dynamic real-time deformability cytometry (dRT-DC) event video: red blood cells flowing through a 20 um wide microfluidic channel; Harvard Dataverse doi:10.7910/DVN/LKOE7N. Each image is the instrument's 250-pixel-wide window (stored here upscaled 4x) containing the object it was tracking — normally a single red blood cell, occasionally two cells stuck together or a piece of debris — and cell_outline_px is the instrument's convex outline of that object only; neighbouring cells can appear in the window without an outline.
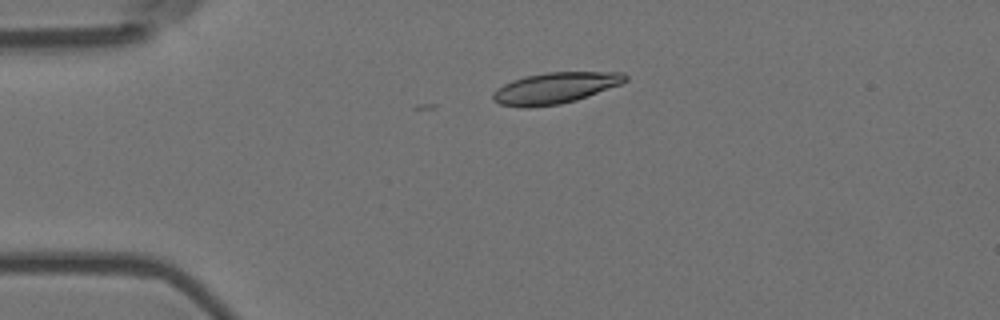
{"species": "Egyptian fruit bat (a non-hibernating species)", "species_latin": "Rousettus aegyptiacus", "temperature_condition": "room temperature", "stored_images_in_passage": 5, "camera_frame_rate_fps": 3000, "um_per_image_px": 0.085, "animal": {"sex": "female"}, "frame": {"image": 1, "passage_image": 4, "time_ms": 1.0, "image_size_px": [1000, 320], "cell_outline_px": [[628, 80], [620, 84], [576, 100], [560, 104], [528, 108], [524, 108], [500, 104], [492, 100], [492, 92], [504, 84], [512, 80], [524, 76], [548, 72], [624, 72], [628, 76]], "centroid_in_image_um": [47.16, 7.48], "position_along_channel_um": 37.8, "area_um2": 24.04}}
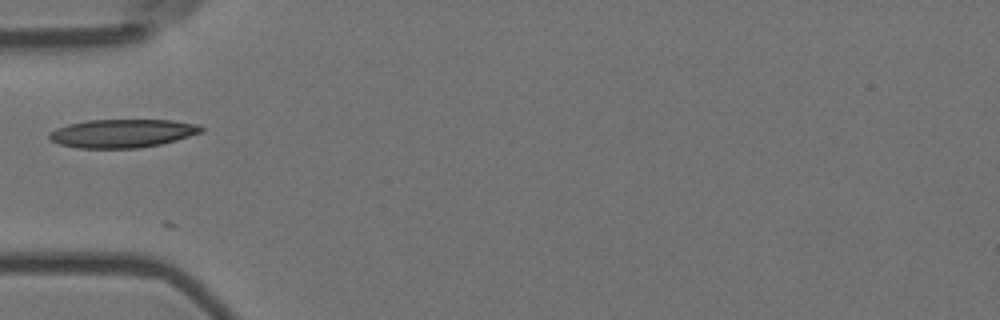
{"frame": {"image": 2, "passage_image": 5, "time_ms": 1.333, "image_size_px": [1000, 320], "cell_outline_px": [[204, 132], [176, 140], [160, 144], [140, 148], [80, 148], [60, 144], [52, 140], [48, 136], [48, 132], [56, 128], [68, 124], [88, 120], [172, 120], [200, 124], [204, 128]], "centroid_in_image_um": [10.44, 11.33], "position_along_channel_um": 74.6, "area_um2": 25.26}}